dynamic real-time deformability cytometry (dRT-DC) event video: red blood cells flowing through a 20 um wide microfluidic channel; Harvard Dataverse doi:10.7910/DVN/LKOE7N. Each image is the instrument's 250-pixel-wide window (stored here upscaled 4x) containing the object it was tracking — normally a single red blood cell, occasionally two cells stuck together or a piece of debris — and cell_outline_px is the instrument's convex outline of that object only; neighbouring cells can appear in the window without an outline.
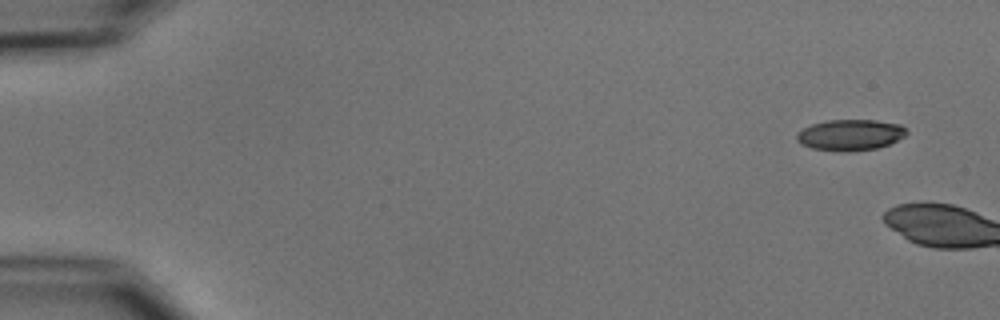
{"species": "common noctule bat (a hibernating species)", "species_latin": "Nyctalus noctula", "temperature_condition": "cold", "stored_images_in_passage": 2, "camera_frame_rate_fps": 3000, "um_per_image_px": 0.085, "animal": {"sex": "male", "body_mass_g": 15.6}, "frame": {"image": 1, "passage_image": 1, "time_ms": 0.0, "image_size_px": [1000, 320], "cell_outline_px": [[908, 132], [904, 136], [888, 144], [876, 148], [848, 152], [836, 152], [812, 148], [800, 144], [796, 140], [796, 132], [812, 124], [828, 120], [876, 120], [900, 124]], "centroid_in_image_um": [72.22, 11.47], "position_along_channel_um": 12.8, "area_um2": 19.94}}